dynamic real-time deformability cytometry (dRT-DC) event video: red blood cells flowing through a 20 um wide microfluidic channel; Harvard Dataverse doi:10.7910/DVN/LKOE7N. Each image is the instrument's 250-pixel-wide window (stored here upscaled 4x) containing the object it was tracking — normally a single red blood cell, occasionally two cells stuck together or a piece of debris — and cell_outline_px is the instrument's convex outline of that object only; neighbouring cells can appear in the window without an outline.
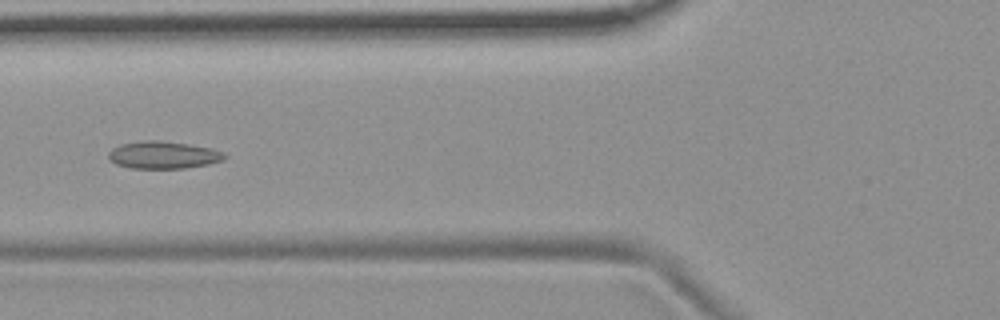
{"species": "common noctule bat (a hibernating species)", "species_latin": "Nyctalus noctula", "temperature_condition": "room temperature", "stored_images_in_passage": 54, "camera_frame_rate_fps": 3000, "um_per_image_px": 0.085, "animal": {"sex": "female", "body_mass_g": 19.9}, "frame": {"image": 1, "passage_image": 21, "time_ms": 6.667, "image_size_px": [1000, 320], "cell_outline_px": [[228, 156], [224, 160], [208, 164], [184, 168], [128, 168], [116, 164], [108, 160], [108, 152], [112, 148], [120, 144], [144, 140], [160, 140], [188, 144], [212, 148], [224, 152]], "centroid_in_image_um": [13.87, 13.17], "position_along_channel_um": 111.9, "area_um2": 18.73}}
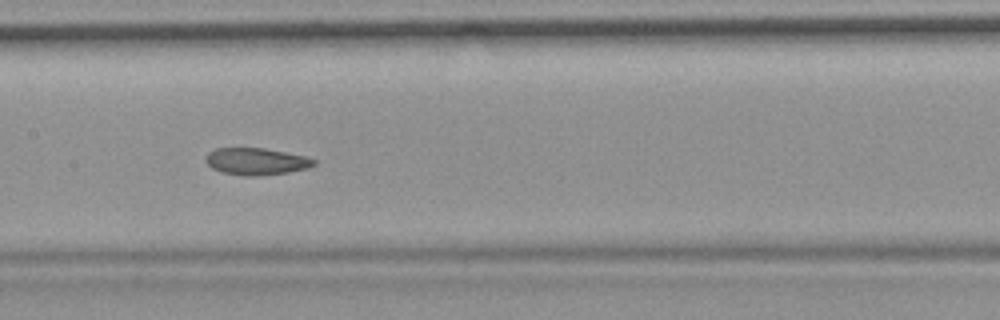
{"frame": {"image": 2, "passage_image": 27, "time_ms": 8.667, "image_size_px": [1000, 320], "cell_outline_px": [[316, 164], [308, 168], [288, 172], [256, 176], [244, 176], [220, 172], [212, 168], [204, 160], [208, 152], [216, 148], [264, 148], [304, 156], [316, 160]], "centroid_in_image_um": [21.75, 13.72], "position_along_channel_um": 185.7, "area_um2": 16.99}}
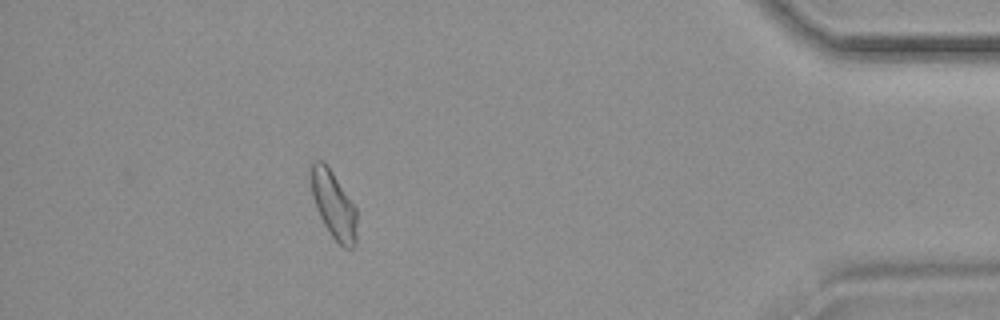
{"frame": {"image": 3, "passage_image": 49, "time_ms": 16.0, "image_size_px": [1000, 320], "cell_outline_px": [[356, 244], [352, 248], [344, 248], [332, 236], [324, 224], [316, 208], [312, 196], [308, 172], [308, 168], [316, 160], [324, 160], [356, 208]], "centroid_in_image_um": [28.31, 17.36], "position_along_channel_um": 406.9, "area_um2": 18.09}, "authors_computed_cell_mechanics": {"area_um2": 18.2937, "velocity_mm_per_s": 3.6934, "shape_relaxation_time_tau1_ms": null, "shape_relaxation_time_tau2_ms": 3.7384, "deformation_change_tau1": null, "deformation_change_tau2": 0.1019}}